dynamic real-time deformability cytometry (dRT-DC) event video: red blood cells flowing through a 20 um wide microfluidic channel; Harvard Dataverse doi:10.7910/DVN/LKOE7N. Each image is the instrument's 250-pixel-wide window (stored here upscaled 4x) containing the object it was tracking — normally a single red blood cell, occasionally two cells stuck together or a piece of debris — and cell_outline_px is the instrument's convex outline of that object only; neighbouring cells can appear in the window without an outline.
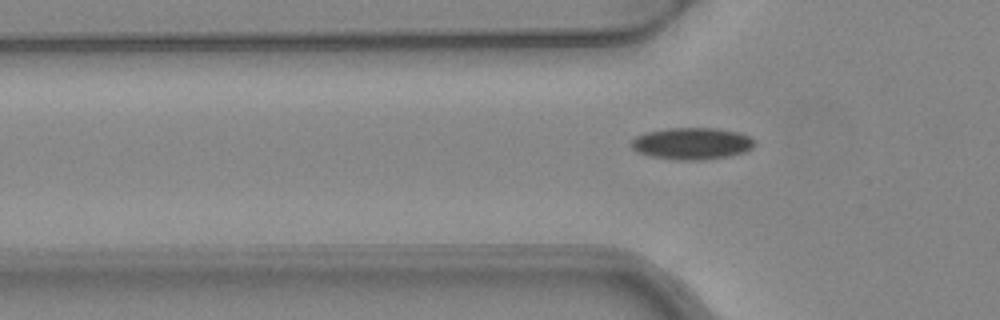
{"species": "common noctule bat (a hibernating species)", "species_latin": "Nyctalus noctula", "temperature_condition": "warm", "stored_images_in_passage": 5, "camera_frame_rate_fps": 3000, "um_per_image_px": 0.085, "animal": {"sex": "female", "body_mass_g": 24.6, "forearm_length_mm": 56.2}, "frame": {"image": 1, "passage_image": 2, "time_ms": 0.333, "image_size_px": [1000, 320], "cell_outline_px": [[756, 144], [748, 152], [728, 156], [700, 160], [676, 160], [652, 156], [636, 152], [628, 144], [636, 136], [648, 132], [668, 128], [716, 128], [736, 132], [752, 136], [756, 140]], "centroid_in_image_um": [58.85, 12.2], "position_along_channel_um": 67.0, "area_um2": 23.12}}
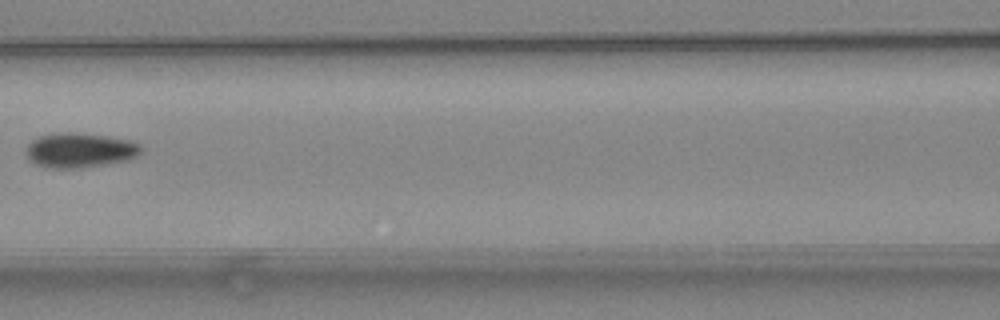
{"frame": {"image": 2, "passage_image": 4, "time_ms": 1.0, "image_size_px": [1000, 320], "cell_outline_px": [[144, 148], [136, 156], [128, 160], [80, 168], [52, 168], [36, 164], [28, 160], [28, 144], [32, 140], [40, 136], [60, 132], [72, 132], [108, 136], [132, 140], [140, 144]], "centroid_in_image_um": [6.83, 12.76], "position_along_channel_um": 159.8, "area_um2": 23.24}}
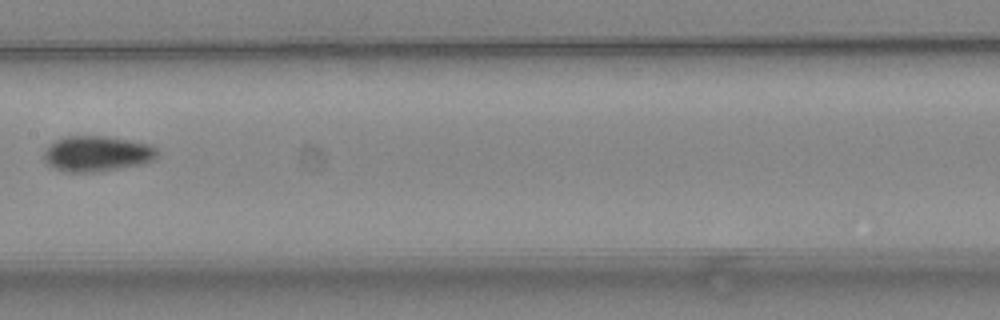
{"frame": {"image": 3, "passage_image": 5, "time_ms": 1.333, "image_size_px": [1000, 320], "cell_outline_px": [[160, 156], [144, 164], [92, 172], [68, 172], [56, 168], [48, 164], [44, 160], [44, 148], [48, 144], [56, 140], [68, 136], [104, 136], [128, 140], [148, 144], [156, 148]], "centroid_in_image_um": [8.24, 13.06], "position_along_channel_um": 199.2, "area_um2": 23.41}}